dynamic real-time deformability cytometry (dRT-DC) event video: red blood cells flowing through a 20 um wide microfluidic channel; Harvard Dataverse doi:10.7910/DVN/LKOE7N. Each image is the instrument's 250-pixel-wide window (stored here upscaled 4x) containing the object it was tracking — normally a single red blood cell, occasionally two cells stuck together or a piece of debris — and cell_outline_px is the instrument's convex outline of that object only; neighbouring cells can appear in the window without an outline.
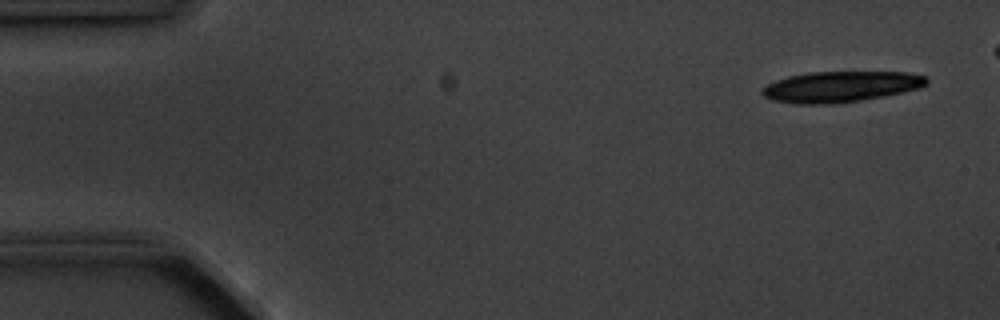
{"species": "common noctule bat (a hibernating species)", "species_latin": "Nyctalus noctula", "temperature_condition": "cold", "stored_images_in_passage": 11, "camera_frame_rate_fps": 3000, "um_per_image_px": 0.085, "animal": {"sex": "male", "body_mass_g": 20.1, "forearm_length_mm": 53.5}, "frame": {"image": 1, "passage_image": 1, "time_ms": 0.0, "image_size_px": [1000, 320], "cell_outline_px": [[928, 84], [920, 88], [904, 92], [884, 96], [860, 100], [832, 104], [796, 104], [772, 100], [764, 96], [760, 92], [760, 88], [776, 80], [788, 76], [808, 72], [908, 72], [928, 76]], "centroid_in_image_um": [71.46, 7.36], "position_along_channel_um": 13.5, "area_um2": 29.82}}